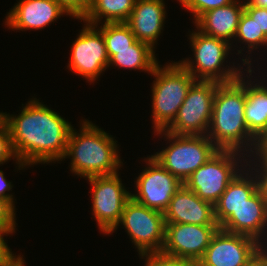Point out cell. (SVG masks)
Masks as SVG:
<instances>
[{
    "label": "cell",
    "instance_id": "1",
    "mask_svg": "<svg viewBox=\"0 0 267 266\" xmlns=\"http://www.w3.org/2000/svg\"><path fill=\"white\" fill-rule=\"evenodd\" d=\"M39 100H30L16 116L0 112L19 168L64 159L72 125Z\"/></svg>",
    "mask_w": 267,
    "mask_h": 266
},
{
    "label": "cell",
    "instance_id": "2",
    "mask_svg": "<svg viewBox=\"0 0 267 266\" xmlns=\"http://www.w3.org/2000/svg\"><path fill=\"white\" fill-rule=\"evenodd\" d=\"M242 76L236 81L221 83L217 87L207 136L219 150L246 151L254 155L259 141L249 132L245 124L244 109L248 80L245 82ZM246 147L250 149L247 150Z\"/></svg>",
    "mask_w": 267,
    "mask_h": 266
},
{
    "label": "cell",
    "instance_id": "3",
    "mask_svg": "<svg viewBox=\"0 0 267 266\" xmlns=\"http://www.w3.org/2000/svg\"><path fill=\"white\" fill-rule=\"evenodd\" d=\"M116 142L108 133L85 120L80 134L72 127L64 158L72 157L70 170L80 177L115 174L121 167Z\"/></svg>",
    "mask_w": 267,
    "mask_h": 266
},
{
    "label": "cell",
    "instance_id": "4",
    "mask_svg": "<svg viewBox=\"0 0 267 266\" xmlns=\"http://www.w3.org/2000/svg\"><path fill=\"white\" fill-rule=\"evenodd\" d=\"M155 76L152 87V117L154 133L165 130L175 119L188 90L196 81L180 62L160 67L159 64L151 73Z\"/></svg>",
    "mask_w": 267,
    "mask_h": 266
},
{
    "label": "cell",
    "instance_id": "5",
    "mask_svg": "<svg viewBox=\"0 0 267 266\" xmlns=\"http://www.w3.org/2000/svg\"><path fill=\"white\" fill-rule=\"evenodd\" d=\"M157 134L173 142L151 156L182 183L219 150L206 135H174L164 130Z\"/></svg>",
    "mask_w": 267,
    "mask_h": 266
},
{
    "label": "cell",
    "instance_id": "6",
    "mask_svg": "<svg viewBox=\"0 0 267 266\" xmlns=\"http://www.w3.org/2000/svg\"><path fill=\"white\" fill-rule=\"evenodd\" d=\"M190 39V45L195 56L194 62L196 64L187 58L180 61V64L196 80L231 83L242 75L243 71H240L241 68L238 69L235 66L234 68L228 66V69H224L221 67L224 66L223 63L229 54V49L231 48L230 43L220 38L205 35L199 30L198 32L193 31Z\"/></svg>",
    "mask_w": 267,
    "mask_h": 266
},
{
    "label": "cell",
    "instance_id": "7",
    "mask_svg": "<svg viewBox=\"0 0 267 266\" xmlns=\"http://www.w3.org/2000/svg\"><path fill=\"white\" fill-rule=\"evenodd\" d=\"M220 84L196 80L189 88L175 119L164 131L174 135H207L215 92Z\"/></svg>",
    "mask_w": 267,
    "mask_h": 266
},
{
    "label": "cell",
    "instance_id": "8",
    "mask_svg": "<svg viewBox=\"0 0 267 266\" xmlns=\"http://www.w3.org/2000/svg\"><path fill=\"white\" fill-rule=\"evenodd\" d=\"M239 153L233 150H218L193 172L184 184L201 199L215 204L229 183L241 172L237 163H241L242 156Z\"/></svg>",
    "mask_w": 267,
    "mask_h": 266
},
{
    "label": "cell",
    "instance_id": "9",
    "mask_svg": "<svg viewBox=\"0 0 267 266\" xmlns=\"http://www.w3.org/2000/svg\"><path fill=\"white\" fill-rule=\"evenodd\" d=\"M120 223L138 248L139 255L162 251L166 231L163 212L143 206L131 198L124 207Z\"/></svg>",
    "mask_w": 267,
    "mask_h": 266
},
{
    "label": "cell",
    "instance_id": "10",
    "mask_svg": "<svg viewBox=\"0 0 267 266\" xmlns=\"http://www.w3.org/2000/svg\"><path fill=\"white\" fill-rule=\"evenodd\" d=\"M87 179L92 184V211L99 229L104 234H111L119 226L132 193L124 188L118 173Z\"/></svg>",
    "mask_w": 267,
    "mask_h": 266
},
{
    "label": "cell",
    "instance_id": "11",
    "mask_svg": "<svg viewBox=\"0 0 267 266\" xmlns=\"http://www.w3.org/2000/svg\"><path fill=\"white\" fill-rule=\"evenodd\" d=\"M144 160L148 163V167L138 176L136 180L138 193L131 194V198L143 206L164 212L173 195L184 183L152 156Z\"/></svg>",
    "mask_w": 267,
    "mask_h": 266
},
{
    "label": "cell",
    "instance_id": "12",
    "mask_svg": "<svg viewBox=\"0 0 267 266\" xmlns=\"http://www.w3.org/2000/svg\"><path fill=\"white\" fill-rule=\"evenodd\" d=\"M78 38L72 44V52L67 67L83 76L86 80L95 81L102 71L109 67V57L102 32L97 26L86 23Z\"/></svg>",
    "mask_w": 267,
    "mask_h": 266
},
{
    "label": "cell",
    "instance_id": "13",
    "mask_svg": "<svg viewBox=\"0 0 267 266\" xmlns=\"http://www.w3.org/2000/svg\"><path fill=\"white\" fill-rule=\"evenodd\" d=\"M258 244L251 237L219 228L196 266H246L258 253Z\"/></svg>",
    "mask_w": 267,
    "mask_h": 266
},
{
    "label": "cell",
    "instance_id": "14",
    "mask_svg": "<svg viewBox=\"0 0 267 266\" xmlns=\"http://www.w3.org/2000/svg\"><path fill=\"white\" fill-rule=\"evenodd\" d=\"M219 225L166 223L162 253L197 262L208 248Z\"/></svg>",
    "mask_w": 267,
    "mask_h": 266
},
{
    "label": "cell",
    "instance_id": "15",
    "mask_svg": "<svg viewBox=\"0 0 267 266\" xmlns=\"http://www.w3.org/2000/svg\"><path fill=\"white\" fill-rule=\"evenodd\" d=\"M163 213L166 223L218 225L214 204L201 199L185 184L176 191Z\"/></svg>",
    "mask_w": 267,
    "mask_h": 266
},
{
    "label": "cell",
    "instance_id": "16",
    "mask_svg": "<svg viewBox=\"0 0 267 266\" xmlns=\"http://www.w3.org/2000/svg\"><path fill=\"white\" fill-rule=\"evenodd\" d=\"M219 228L251 237L260 243L261 236L265 235L264 230L267 229V201L261 189L259 188L244 204L234 210Z\"/></svg>",
    "mask_w": 267,
    "mask_h": 266
},
{
    "label": "cell",
    "instance_id": "17",
    "mask_svg": "<svg viewBox=\"0 0 267 266\" xmlns=\"http://www.w3.org/2000/svg\"><path fill=\"white\" fill-rule=\"evenodd\" d=\"M65 13L55 0H19L8 13L5 24L14 30H38Z\"/></svg>",
    "mask_w": 267,
    "mask_h": 266
},
{
    "label": "cell",
    "instance_id": "18",
    "mask_svg": "<svg viewBox=\"0 0 267 266\" xmlns=\"http://www.w3.org/2000/svg\"><path fill=\"white\" fill-rule=\"evenodd\" d=\"M164 0H136L130 17L125 22L136 40L154 49L166 18Z\"/></svg>",
    "mask_w": 267,
    "mask_h": 266
},
{
    "label": "cell",
    "instance_id": "19",
    "mask_svg": "<svg viewBox=\"0 0 267 266\" xmlns=\"http://www.w3.org/2000/svg\"><path fill=\"white\" fill-rule=\"evenodd\" d=\"M246 160L248 159L245 158L244 160L243 158V162L245 161L247 164L245 167L249 166V171L246 169L248 173L245 172V168H243L244 171L241 169V173L239 172L235 176L220 196L219 200L214 204L215 218L219 226L232 214L234 210L244 204L246 200L259 189L258 176L256 172L253 171V168H250L252 164H248V161ZM249 172H251L250 175ZM252 172L255 173L253 174Z\"/></svg>",
    "mask_w": 267,
    "mask_h": 266
},
{
    "label": "cell",
    "instance_id": "20",
    "mask_svg": "<svg viewBox=\"0 0 267 266\" xmlns=\"http://www.w3.org/2000/svg\"><path fill=\"white\" fill-rule=\"evenodd\" d=\"M244 3L234 0L229 5L206 11L196 21V28L203 34L220 38L228 43L237 32Z\"/></svg>",
    "mask_w": 267,
    "mask_h": 266
},
{
    "label": "cell",
    "instance_id": "21",
    "mask_svg": "<svg viewBox=\"0 0 267 266\" xmlns=\"http://www.w3.org/2000/svg\"><path fill=\"white\" fill-rule=\"evenodd\" d=\"M248 82L251 83L246 84L245 124L260 142L267 134V86Z\"/></svg>",
    "mask_w": 267,
    "mask_h": 266
},
{
    "label": "cell",
    "instance_id": "22",
    "mask_svg": "<svg viewBox=\"0 0 267 266\" xmlns=\"http://www.w3.org/2000/svg\"><path fill=\"white\" fill-rule=\"evenodd\" d=\"M111 64L125 69L144 70L151 74L158 61L151 46L136 40L128 49L114 50V55L109 59V66Z\"/></svg>",
    "mask_w": 267,
    "mask_h": 266
},
{
    "label": "cell",
    "instance_id": "23",
    "mask_svg": "<svg viewBox=\"0 0 267 266\" xmlns=\"http://www.w3.org/2000/svg\"><path fill=\"white\" fill-rule=\"evenodd\" d=\"M136 0H95L82 19L85 23L98 26L104 17L105 23L126 22L133 11Z\"/></svg>",
    "mask_w": 267,
    "mask_h": 266
},
{
    "label": "cell",
    "instance_id": "24",
    "mask_svg": "<svg viewBox=\"0 0 267 266\" xmlns=\"http://www.w3.org/2000/svg\"><path fill=\"white\" fill-rule=\"evenodd\" d=\"M99 29L104 37L106 51L109 59L114 55V50L128 49L136 38L125 22L104 23Z\"/></svg>",
    "mask_w": 267,
    "mask_h": 266
},
{
    "label": "cell",
    "instance_id": "25",
    "mask_svg": "<svg viewBox=\"0 0 267 266\" xmlns=\"http://www.w3.org/2000/svg\"><path fill=\"white\" fill-rule=\"evenodd\" d=\"M235 37L248 45L249 52L257 49V46H267V36L259 30L256 21L245 10L240 16Z\"/></svg>",
    "mask_w": 267,
    "mask_h": 266
},
{
    "label": "cell",
    "instance_id": "26",
    "mask_svg": "<svg viewBox=\"0 0 267 266\" xmlns=\"http://www.w3.org/2000/svg\"><path fill=\"white\" fill-rule=\"evenodd\" d=\"M140 256L146 257L145 266H196L193 261L169 256L162 252H147Z\"/></svg>",
    "mask_w": 267,
    "mask_h": 266
},
{
    "label": "cell",
    "instance_id": "27",
    "mask_svg": "<svg viewBox=\"0 0 267 266\" xmlns=\"http://www.w3.org/2000/svg\"><path fill=\"white\" fill-rule=\"evenodd\" d=\"M234 0H179L182 6L192 12L196 21L206 11L229 5Z\"/></svg>",
    "mask_w": 267,
    "mask_h": 266
},
{
    "label": "cell",
    "instance_id": "28",
    "mask_svg": "<svg viewBox=\"0 0 267 266\" xmlns=\"http://www.w3.org/2000/svg\"><path fill=\"white\" fill-rule=\"evenodd\" d=\"M66 12V15L82 21L91 9L95 0H55Z\"/></svg>",
    "mask_w": 267,
    "mask_h": 266
},
{
    "label": "cell",
    "instance_id": "29",
    "mask_svg": "<svg viewBox=\"0 0 267 266\" xmlns=\"http://www.w3.org/2000/svg\"><path fill=\"white\" fill-rule=\"evenodd\" d=\"M16 159L11 144V137L6 124L0 119V165L11 158Z\"/></svg>",
    "mask_w": 267,
    "mask_h": 266
},
{
    "label": "cell",
    "instance_id": "30",
    "mask_svg": "<svg viewBox=\"0 0 267 266\" xmlns=\"http://www.w3.org/2000/svg\"><path fill=\"white\" fill-rule=\"evenodd\" d=\"M15 206L9 201L0 197V228H15Z\"/></svg>",
    "mask_w": 267,
    "mask_h": 266
},
{
    "label": "cell",
    "instance_id": "31",
    "mask_svg": "<svg viewBox=\"0 0 267 266\" xmlns=\"http://www.w3.org/2000/svg\"><path fill=\"white\" fill-rule=\"evenodd\" d=\"M244 10L256 21L259 30L267 36V8L244 5Z\"/></svg>",
    "mask_w": 267,
    "mask_h": 266
},
{
    "label": "cell",
    "instance_id": "32",
    "mask_svg": "<svg viewBox=\"0 0 267 266\" xmlns=\"http://www.w3.org/2000/svg\"><path fill=\"white\" fill-rule=\"evenodd\" d=\"M255 160H257V161H255V163H252V164H254V165L257 164V165H255V167H257V166L258 167L261 166V167L259 170L257 168L255 169L254 167H253V169L256 171L258 179H259V188L261 189V191L264 195V198L267 201V158H258V159L255 158ZM257 162H259V164Z\"/></svg>",
    "mask_w": 267,
    "mask_h": 266
},
{
    "label": "cell",
    "instance_id": "33",
    "mask_svg": "<svg viewBox=\"0 0 267 266\" xmlns=\"http://www.w3.org/2000/svg\"><path fill=\"white\" fill-rule=\"evenodd\" d=\"M13 232H15V228H0V262L13 254L3 238V235Z\"/></svg>",
    "mask_w": 267,
    "mask_h": 266
},
{
    "label": "cell",
    "instance_id": "34",
    "mask_svg": "<svg viewBox=\"0 0 267 266\" xmlns=\"http://www.w3.org/2000/svg\"><path fill=\"white\" fill-rule=\"evenodd\" d=\"M11 189H12L11 182L6 181L3 171L0 170V197L9 200L14 205L12 197L13 195L5 193L6 191H9Z\"/></svg>",
    "mask_w": 267,
    "mask_h": 266
},
{
    "label": "cell",
    "instance_id": "35",
    "mask_svg": "<svg viewBox=\"0 0 267 266\" xmlns=\"http://www.w3.org/2000/svg\"><path fill=\"white\" fill-rule=\"evenodd\" d=\"M23 256L10 255L7 259L0 262V266H24Z\"/></svg>",
    "mask_w": 267,
    "mask_h": 266
},
{
    "label": "cell",
    "instance_id": "36",
    "mask_svg": "<svg viewBox=\"0 0 267 266\" xmlns=\"http://www.w3.org/2000/svg\"><path fill=\"white\" fill-rule=\"evenodd\" d=\"M254 157L267 158V134L259 142V146H258L256 154H254Z\"/></svg>",
    "mask_w": 267,
    "mask_h": 266
},
{
    "label": "cell",
    "instance_id": "37",
    "mask_svg": "<svg viewBox=\"0 0 267 266\" xmlns=\"http://www.w3.org/2000/svg\"><path fill=\"white\" fill-rule=\"evenodd\" d=\"M246 266H267L265 260L257 253Z\"/></svg>",
    "mask_w": 267,
    "mask_h": 266
},
{
    "label": "cell",
    "instance_id": "38",
    "mask_svg": "<svg viewBox=\"0 0 267 266\" xmlns=\"http://www.w3.org/2000/svg\"><path fill=\"white\" fill-rule=\"evenodd\" d=\"M244 5L267 8V0H247V2H244Z\"/></svg>",
    "mask_w": 267,
    "mask_h": 266
},
{
    "label": "cell",
    "instance_id": "39",
    "mask_svg": "<svg viewBox=\"0 0 267 266\" xmlns=\"http://www.w3.org/2000/svg\"><path fill=\"white\" fill-rule=\"evenodd\" d=\"M267 247H265L264 249H263V247H262V243L260 242L259 244H258V254L265 260V262L267 263V249H266Z\"/></svg>",
    "mask_w": 267,
    "mask_h": 266
}]
</instances>
